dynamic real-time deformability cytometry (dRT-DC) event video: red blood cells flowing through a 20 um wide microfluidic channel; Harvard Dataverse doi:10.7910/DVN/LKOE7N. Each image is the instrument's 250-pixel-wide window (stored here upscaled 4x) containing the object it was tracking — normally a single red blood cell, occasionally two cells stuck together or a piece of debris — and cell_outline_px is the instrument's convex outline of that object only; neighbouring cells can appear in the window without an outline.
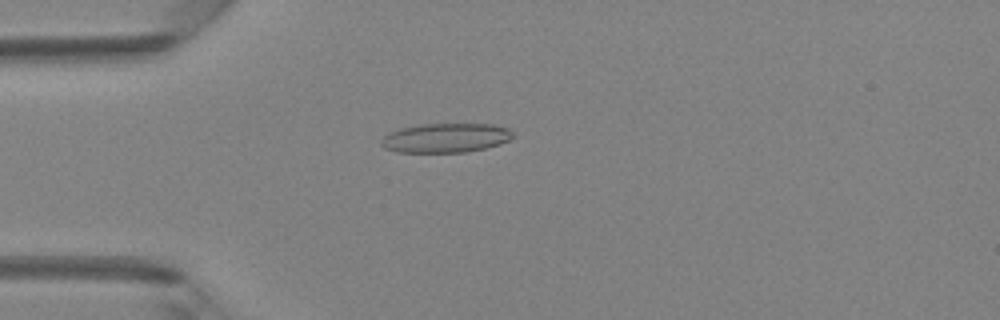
{"species": "Egyptian fruit bat (a non-hibernating species)", "species_latin": "Rousettus aegyptiacus", "temperature_condition": "room temperature", "stored_images_in_passage": 36, "camera_frame_rate_fps": 3000, "um_per_image_px": 0.085, "animal": {"sex": "female"}, "frame": {"image": 1, "passage_image": 7, "time_ms": 2.0, "image_size_px": [1000, 320], "cell_outline_px": [[512, 136], [508, 140], [500, 144], [468, 152], [396, 152], [384, 148], [380, 144], [380, 140], [384, 136], [400, 128], [420, 124], [492, 124], [508, 128], [512, 132]], "centroid_in_image_um": [37.86, 11.72], "position_along_channel_um": 47.1, "area_um2": 22.43}}
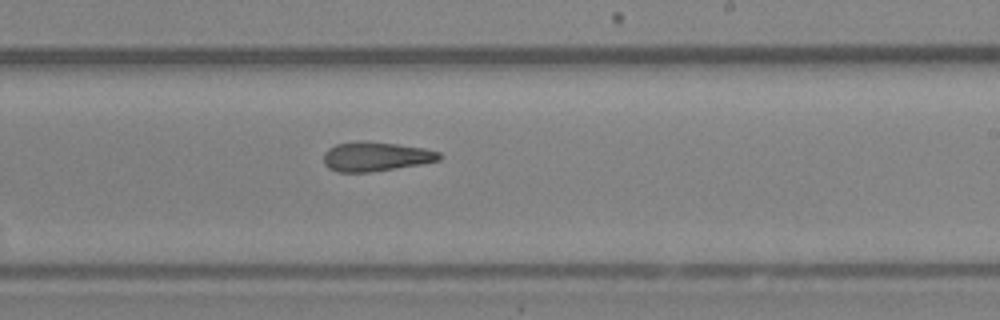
{"frame": {"image": 2, "passage_image": 23, "time_ms": 7.333, "image_size_px": [1000, 320], "cell_outline_px": [[440, 160], [420, 164], [368, 172], [336, 172], [328, 168], [324, 164], [324, 152], [328, 148], [336, 144], [396, 144], [424, 148], [440, 152]], "centroid_in_image_um": [31.94, 13.35], "position_along_channel_um": 257.1, "area_um2": 18.84}}
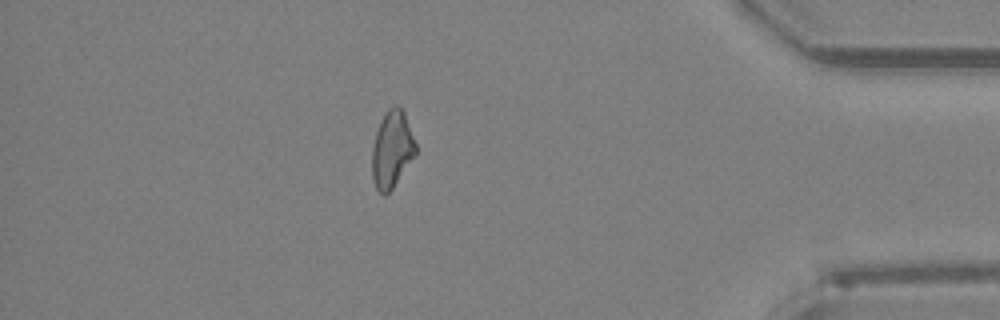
{"frame": {"image": 3, "passage_image": 36, "time_ms": 11.667, "image_size_px": [1000, 320], "cell_outline_px": [[416, 156], [392, 188], [384, 196], [376, 188], [372, 180], [372, 148], [376, 132], [388, 108], [392, 104], [396, 104], [404, 112], [416, 144]], "centroid_in_image_um": [33.32, 12.71], "position_along_channel_um": 401.9, "area_um2": 19.48}, "authors_computed_cell_mechanics": {"area_um2": 20.1722, "velocity_mm_per_s": 4.2392, "shape_relaxation_time_tau1_ms": null, "shape_relaxation_time_tau2_ms": 4.0491, "deformation_change_tau1": null, "deformation_change_tau2": 0.1424}}